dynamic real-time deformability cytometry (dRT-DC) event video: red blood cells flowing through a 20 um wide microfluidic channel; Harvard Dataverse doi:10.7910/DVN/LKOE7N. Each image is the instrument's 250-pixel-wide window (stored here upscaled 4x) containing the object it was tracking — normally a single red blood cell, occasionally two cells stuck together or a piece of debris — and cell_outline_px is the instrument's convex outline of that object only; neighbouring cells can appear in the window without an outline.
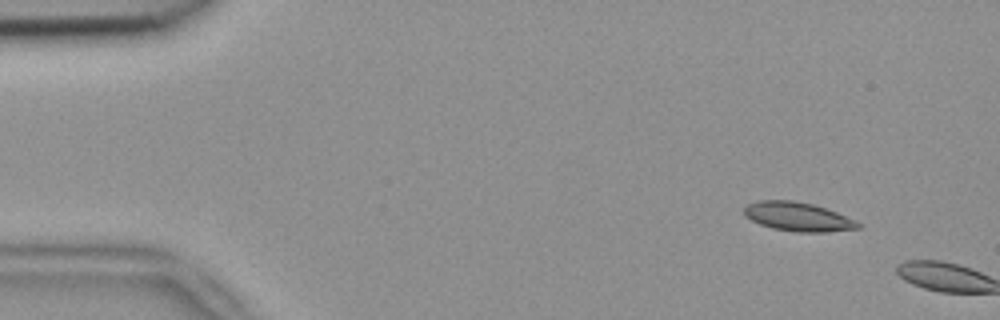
{"species": "common noctule bat (a hibernating species)", "species_latin": "Nyctalus noctula", "temperature_condition": "room temperature", "stored_images_in_passage": 2, "camera_frame_rate_fps": 3000, "um_per_image_px": 0.085, "animal": {"sex": "female", "body_mass_g": 18.4}, "frame": {"image": 1, "passage_image": 1, "time_ms": 0.0, "image_size_px": [1000, 320], "cell_outline_px": [[860, 228], [824, 232], [796, 232], [772, 228], [760, 224], [744, 216], [744, 208], [748, 204], [756, 200], [792, 200], [812, 204], [836, 212], [856, 220], [860, 224]], "centroid_in_image_um": [67.79, 18.42], "position_along_channel_um": 17.2, "area_um2": 19.13}}